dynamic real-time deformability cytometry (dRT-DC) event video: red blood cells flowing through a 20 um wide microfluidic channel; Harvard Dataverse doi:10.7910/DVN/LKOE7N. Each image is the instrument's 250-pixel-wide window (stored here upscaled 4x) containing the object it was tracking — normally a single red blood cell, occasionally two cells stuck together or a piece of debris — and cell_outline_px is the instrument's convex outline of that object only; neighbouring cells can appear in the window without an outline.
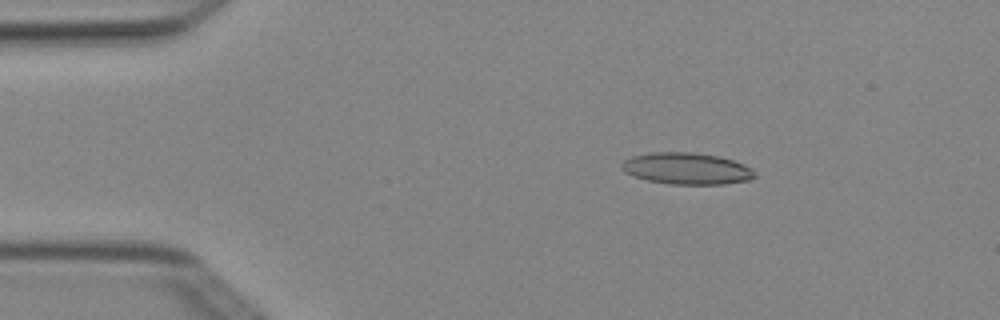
{"species": "Egyptian fruit bat (a non-hibernating species)", "species_latin": "Rousettus aegyptiacus", "temperature_condition": "cold", "stored_images_in_passage": 6, "camera_frame_rate_fps": 3000, "um_per_image_px": 0.085, "animal": {"sex": "female"}, "frame": {"image": 1, "passage_image": 3, "time_ms": 0.667, "image_size_px": [1000, 320], "cell_outline_px": [[756, 176], [748, 180], [724, 184], [668, 184], [648, 180], [632, 176], [624, 172], [620, 168], [620, 164], [624, 160], [632, 156], [652, 152], [692, 152], [720, 156], [744, 164], [752, 168], [756, 172]], "centroid_in_image_um": [58.35, 14.32], "position_along_channel_um": 26.6, "area_um2": 24.74}}
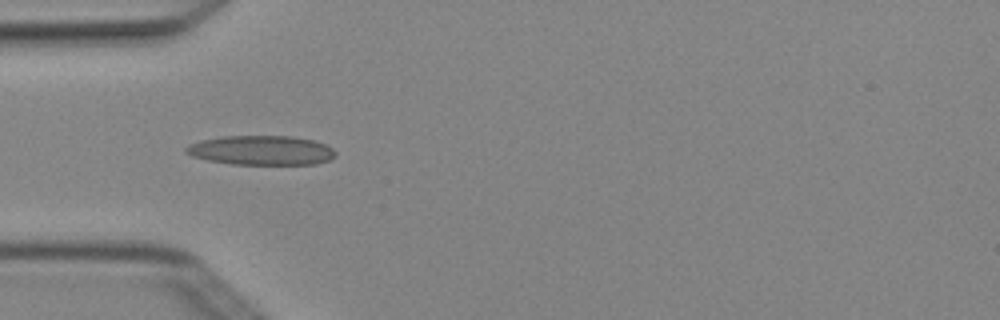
{"frame": {"image": 2, "passage_image": 5, "time_ms": 1.333, "image_size_px": [1000, 320], "cell_outline_px": [[336, 156], [328, 160], [316, 164], [232, 164], [208, 160], [192, 156], [184, 152], [184, 148], [188, 144], [200, 140], [224, 136], [292, 136], [312, 140], [324, 144], [332, 148], [336, 152]], "centroid_in_image_um": [22.18, 12.77], "position_along_channel_um": 62.8, "area_um2": 25.66}}
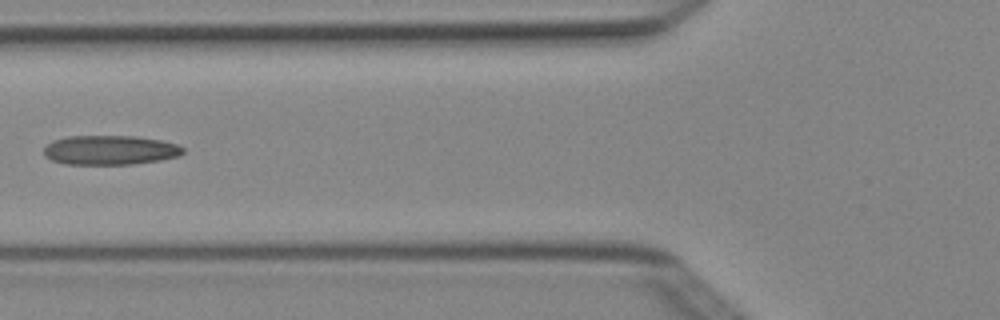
{"frame": {"image": 3, "passage_image": 6, "time_ms": 1.667, "image_size_px": [1000, 320], "cell_outline_px": [[184, 152], [180, 156], [160, 160], [132, 164], [64, 164], [52, 160], [44, 156], [44, 148], [52, 140], [68, 136], [132, 136], [160, 140], [176, 144], [184, 148]], "centroid_in_image_um": [9.34, 12.76], "position_along_channel_um": 116.5, "area_um2": 23.87}}